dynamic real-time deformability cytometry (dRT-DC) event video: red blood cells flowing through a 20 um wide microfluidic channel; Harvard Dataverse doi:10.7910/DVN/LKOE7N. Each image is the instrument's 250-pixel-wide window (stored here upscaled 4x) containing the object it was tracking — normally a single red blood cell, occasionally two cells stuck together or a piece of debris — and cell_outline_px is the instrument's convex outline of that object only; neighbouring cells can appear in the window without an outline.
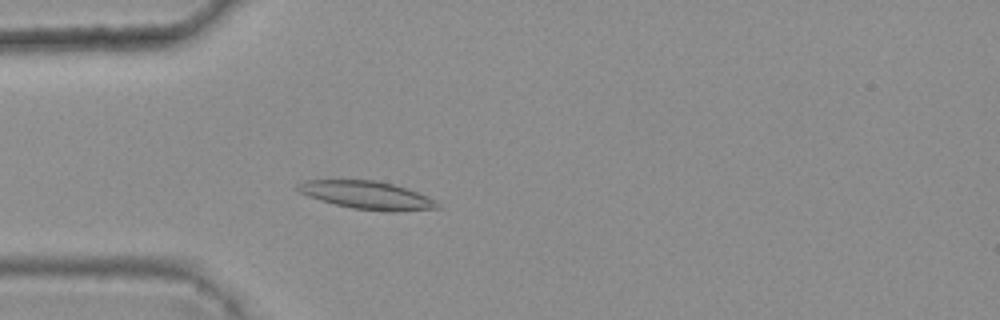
{"species": "common noctule bat (a hibernating species)", "species_latin": "Nyctalus noctula", "temperature_condition": "warm", "stored_images_in_passage": 2, "camera_frame_rate_fps": 3000, "um_per_image_px": 0.085, "animal": {"sex": "female", "body_mass_g": 25.1}, "frame": {"image": 1, "passage_image": 2, "time_ms": 0.333, "image_size_px": [1000, 320], "cell_outline_px": [[440, 208], [396, 212], [388, 212], [352, 208], [320, 200], [308, 196], [300, 192], [296, 188], [296, 184], [304, 180], [376, 180], [408, 188], [428, 196], [436, 200], [440, 204]], "centroid_in_image_um": [31.24, 16.59], "position_along_channel_um": 53.8, "area_um2": 22.95}}